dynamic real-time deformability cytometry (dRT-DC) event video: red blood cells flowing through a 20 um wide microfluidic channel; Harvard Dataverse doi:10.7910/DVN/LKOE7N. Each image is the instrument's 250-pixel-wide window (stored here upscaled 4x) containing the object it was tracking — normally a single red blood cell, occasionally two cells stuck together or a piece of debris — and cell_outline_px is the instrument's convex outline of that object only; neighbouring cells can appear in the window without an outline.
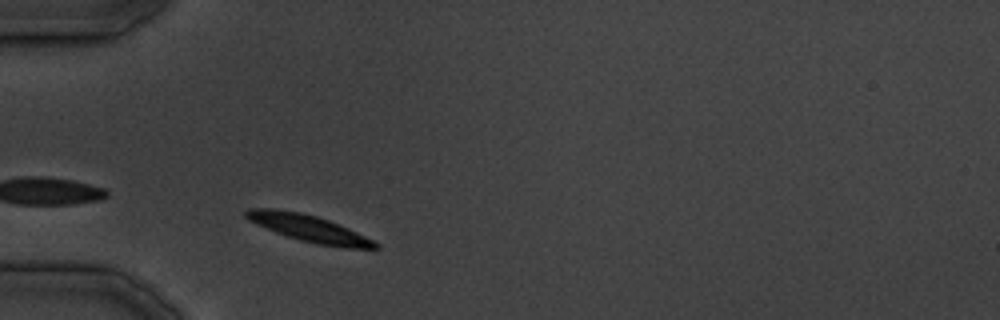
{"species": "common noctule bat (a hibernating species)", "species_latin": "Nyctalus noctula", "temperature_condition": "cold", "stored_images_in_passage": 6, "camera_frame_rate_fps": 3000, "um_per_image_px": 0.085, "animal": {"sex": "male", "body_mass_g": 19.5, "forearm_length_mm": 54.6}, "frame": {"image": 1, "passage_image": 3, "time_ms": 2.333, "image_size_px": [1000, 320], "cell_outline_px": [[380, 248], [344, 248], [320, 244], [300, 240], [276, 232], [256, 224], [248, 220], [244, 216], [244, 212], [248, 208], [272, 208], [300, 212], [316, 216], [328, 220], [348, 228], [380, 244]], "centroid_in_image_um": [26.22, 19.4], "position_along_channel_um": 58.8, "area_um2": 19.94}}